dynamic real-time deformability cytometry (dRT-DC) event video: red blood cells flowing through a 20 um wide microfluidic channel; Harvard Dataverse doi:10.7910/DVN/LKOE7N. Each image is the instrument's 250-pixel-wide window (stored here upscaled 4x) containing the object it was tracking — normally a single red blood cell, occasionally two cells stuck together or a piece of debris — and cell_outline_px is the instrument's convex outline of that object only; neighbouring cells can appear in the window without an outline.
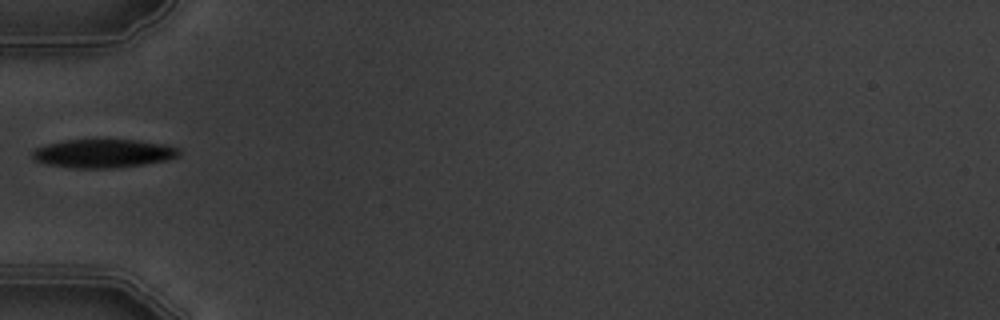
{"species": "common noctule bat (a hibernating species)", "species_latin": "Nyctalus noctula", "temperature_condition": "warm", "stored_images_in_passage": 3, "camera_frame_rate_fps": 3000, "um_per_image_px": 0.085, "animal": {"sex": "male", "body_mass_g": 19.5, "forearm_length_mm": 54.6}, "frame": {"image": 1, "passage_image": 3, "time_ms": 2.0, "image_size_px": [1000, 320], "cell_outline_px": [[180, 156], [168, 160], [144, 164], [116, 168], [72, 168], [44, 164], [36, 160], [32, 156], [32, 152], [36, 148], [48, 144], [64, 140], [136, 140], [164, 144], [180, 148]], "centroid_in_image_um": [8.81, 13.05], "position_along_channel_um": 76.2, "area_um2": 24.45}}